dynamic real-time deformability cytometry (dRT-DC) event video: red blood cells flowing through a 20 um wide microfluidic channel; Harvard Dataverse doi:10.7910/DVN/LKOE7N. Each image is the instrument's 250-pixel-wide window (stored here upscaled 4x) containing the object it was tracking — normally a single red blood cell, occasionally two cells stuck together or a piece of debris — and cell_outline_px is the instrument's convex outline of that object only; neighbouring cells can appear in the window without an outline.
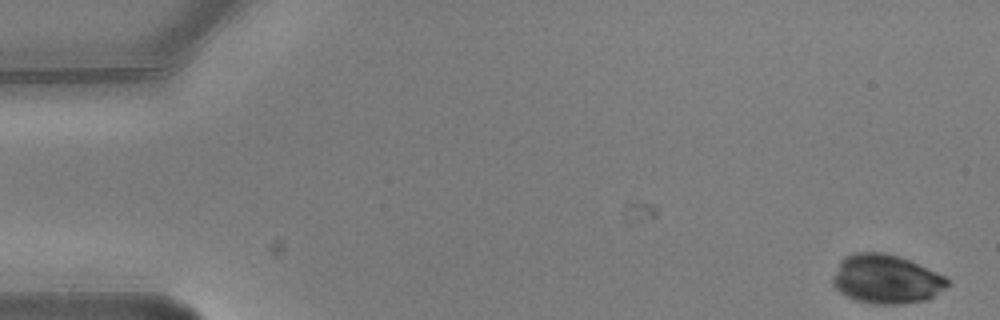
{"species": "common noctule bat (a hibernating species)", "species_latin": "Nyctalus noctula", "temperature_condition": "warm", "stored_images_in_passage": 6, "camera_frame_rate_fps": 3000, "um_per_image_px": 0.085, "animal": {"sex": "male", "body_mass_g": 20.5, "forearm_length_mm": 52.5}, "frame": {"image": 1, "passage_image": 1, "time_ms": 0.0, "image_size_px": [1000, 320], "cell_outline_px": [[948, 284], [944, 288], [928, 300], [900, 304], [872, 304], [856, 300], [840, 292], [832, 284], [832, 276], [840, 260], [844, 256], [852, 252], [884, 252], [900, 256], [936, 272], [944, 276], [948, 280]], "centroid_in_image_um": [75.28, 23.71], "position_along_channel_um": 9.7, "area_um2": 32.83}}